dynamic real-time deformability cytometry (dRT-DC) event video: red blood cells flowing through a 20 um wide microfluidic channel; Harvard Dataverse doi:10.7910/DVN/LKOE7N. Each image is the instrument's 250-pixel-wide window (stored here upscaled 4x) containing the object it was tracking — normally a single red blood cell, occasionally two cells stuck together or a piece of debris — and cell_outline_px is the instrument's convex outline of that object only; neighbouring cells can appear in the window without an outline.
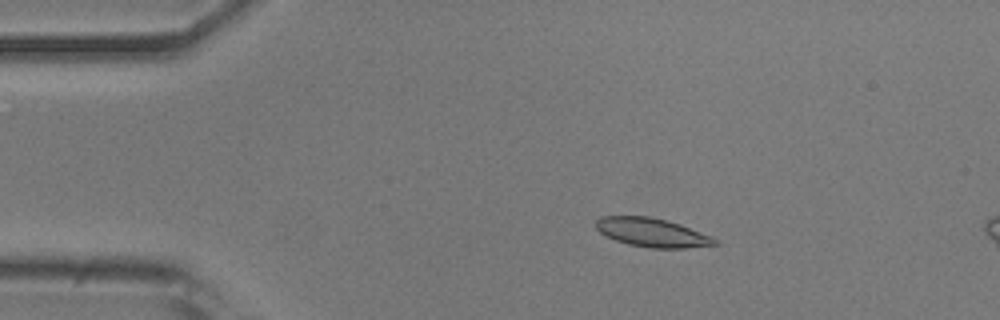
{"species": "common noctule bat (a hibernating species)", "species_latin": "Nyctalus noctula", "temperature_condition": "room temperature", "stored_images_in_passage": 53, "camera_frame_rate_fps": 3000, "um_per_image_px": 0.085, "animal": {"sex": "male", "body_mass_g": 20.5, "forearm_length_mm": 52.5}, "frame": {"image": 1, "passage_image": 9, "time_ms": 2.667, "image_size_px": [1000, 320], "cell_outline_px": [[720, 244], [684, 248], [648, 248], [628, 244], [616, 240], [600, 232], [596, 228], [596, 220], [600, 216], [648, 216], [668, 220], [680, 224], [712, 236]], "centroid_in_image_um": [55.44, 19.76], "position_along_channel_um": 29.6, "area_um2": 19.94}}
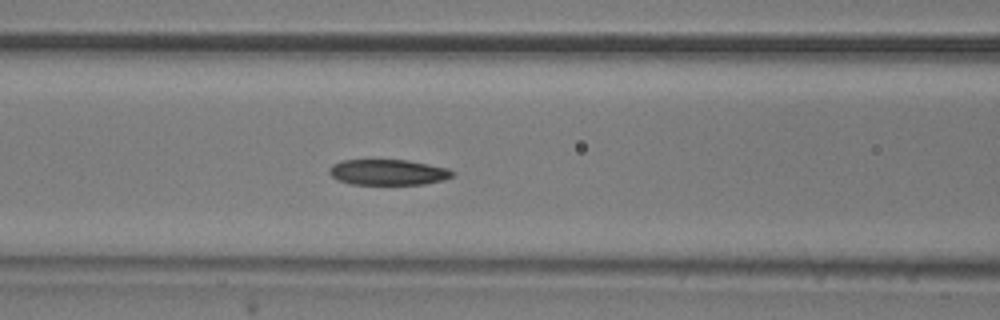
{"frame": {"image": 2, "passage_image": 21, "time_ms": 6.667, "image_size_px": [1000, 320], "cell_outline_px": [[456, 172], [452, 176], [444, 180], [424, 184], [352, 184], [340, 180], [332, 176], [328, 172], [328, 168], [332, 164], [340, 160], [408, 160], [448, 168]], "centroid_in_image_um": [32.99, 14.63], "position_along_channel_um": 133.6, "area_um2": 18.44}}
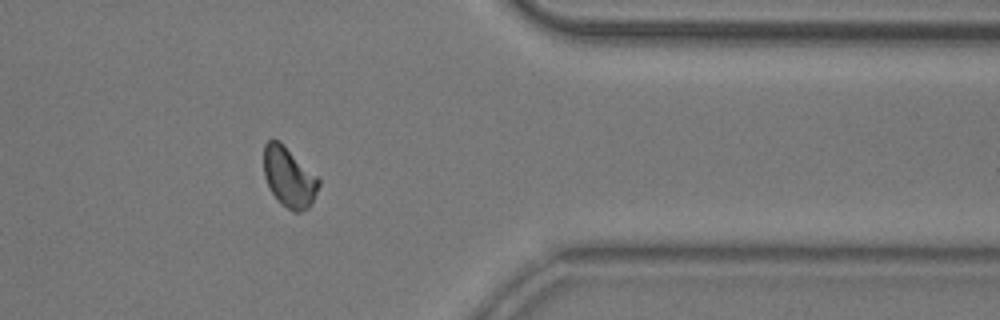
{"frame": {"image": 3, "passage_image": 42, "time_ms": 13.667, "image_size_px": [1000, 320], "cell_outline_px": [[320, 184], [312, 204], [308, 208], [300, 212], [292, 212], [272, 192], [264, 176], [264, 144], [268, 140], [280, 140], [320, 180]], "centroid_in_image_um": [24.57, 15.04], "position_along_channel_um": 386.8, "area_um2": 18.9}}